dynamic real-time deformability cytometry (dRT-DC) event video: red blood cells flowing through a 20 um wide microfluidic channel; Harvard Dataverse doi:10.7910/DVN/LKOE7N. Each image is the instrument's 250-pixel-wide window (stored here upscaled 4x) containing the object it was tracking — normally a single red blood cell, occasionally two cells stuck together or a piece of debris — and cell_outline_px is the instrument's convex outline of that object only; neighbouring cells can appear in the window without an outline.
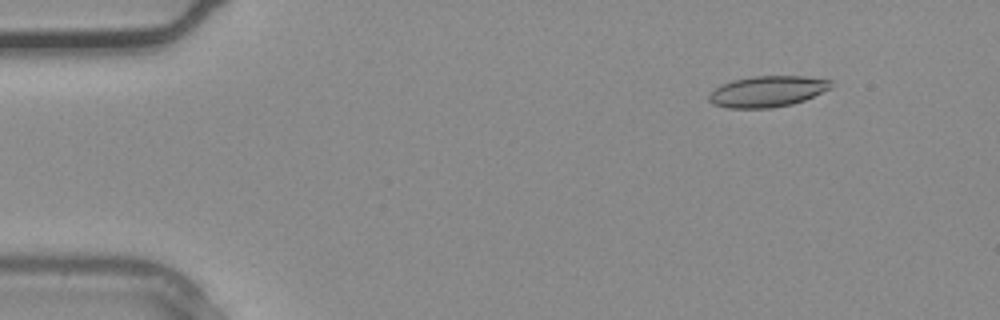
{"species": "common noctule bat (a hibernating species)", "species_latin": "Nyctalus noctula", "temperature_condition": "warm", "stored_images_in_passage": 3, "camera_frame_rate_fps": 3000, "um_per_image_px": 0.085, "animal": {"sex": "male", "body_mass_g": 20.4}, "frame": {"image": 1, "passage_image": 1, "time_ms": 0.0, "image_size_px": [1000, 320], "cell_outline_px": [[832, 88], [804, 100], [792, 104], [772, 108], [728, 108], [712, 104], [708, 100], [708, 96], [720, 84], [732, 80], [752, 76], [804, 76], [832, 80]], "centroid_in_image_um": [65.23, 7.77], "position_along_channel_um": 19.8, "area_um2": 22.2}}